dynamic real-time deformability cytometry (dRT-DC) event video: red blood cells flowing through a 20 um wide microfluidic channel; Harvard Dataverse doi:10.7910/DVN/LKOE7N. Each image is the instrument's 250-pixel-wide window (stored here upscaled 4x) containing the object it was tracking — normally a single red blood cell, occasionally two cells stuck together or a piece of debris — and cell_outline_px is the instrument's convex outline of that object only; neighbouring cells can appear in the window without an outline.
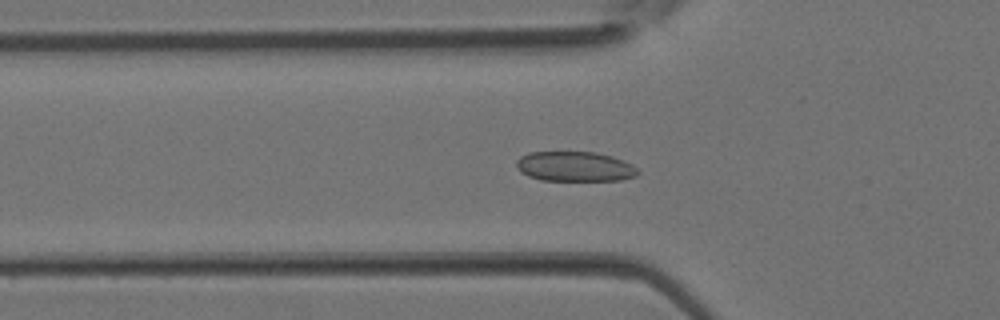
{"species": "Egyptian fruit bat (a non-hibernating species)", "species_latin": "Rousettus aegyptiacus", "temperature_condition": "room temperature", "stored_images_in_passage": 40, "camera_frame_rate_fps": 3000, "um_per_image_px": 0.085, "animal": {"sex": "female"}, "frame": {"image": 1, "passage_image": 14, "time_ms": 4.333, "image_size_px": [1000, 320], "cell_outline_px": [[640, 172], [636, 176], [620, 180], [540, 180], [528, 176], [520, 172], [516, 164], [516, 160], [520, 156], [528, 152], [596, 152], [612, 156], [624, 160], [632, 164]], "centroid_in_image_um": [48.85, 14.15], "position_along_channel_um": 76.9, "area_um2": 21.27}}
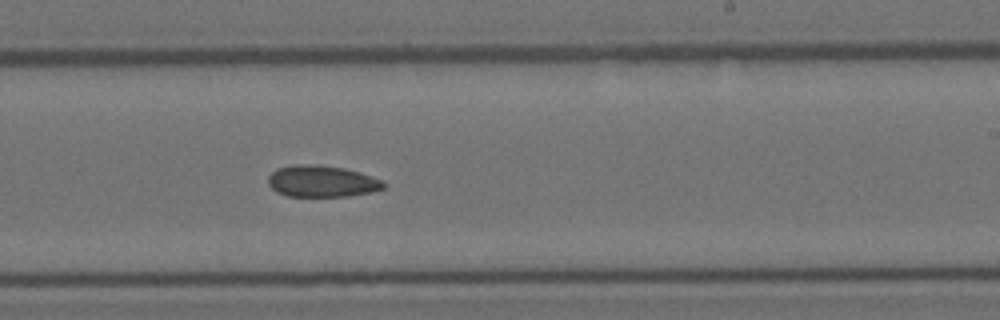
{"frame": {"image": 2, "passage_image": 25, "time_ms": 8.0, "image_size_px": [1000, 320], "cell_outline_px": [[388, 184], [384, 188], [372, 192], [348, 196], [288, 196], [276, 192], [268, 184], [268, 176], [276, 168], [296, 164], [320, 164], [344, 168], [360, 172], [384, 180]], "centroid_in_image_um": [27.38, 15.4], "position_along_channel_um": 261.6, "area_um2": 21.56}}
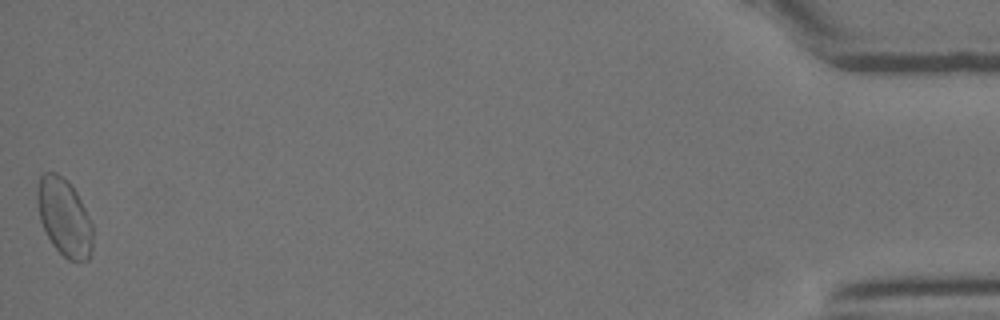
{"frame": {"image": 3, "passage_image": 40, "time_ms": 13.0, "image_size_px": [1000, 320], "cell_outline_px": [[92, 248], [88, 260], [68, 260], [52, 244], [40, 220], [36, 204], [36, 188], [40, 176], [44, 172], [56, 172], [68, 180], [72, 184], [92, 224]], "centroid_in_image_um": [5.43, 18.42], "position_along_channel_um": 429.8, "area_um2": 25.09}}